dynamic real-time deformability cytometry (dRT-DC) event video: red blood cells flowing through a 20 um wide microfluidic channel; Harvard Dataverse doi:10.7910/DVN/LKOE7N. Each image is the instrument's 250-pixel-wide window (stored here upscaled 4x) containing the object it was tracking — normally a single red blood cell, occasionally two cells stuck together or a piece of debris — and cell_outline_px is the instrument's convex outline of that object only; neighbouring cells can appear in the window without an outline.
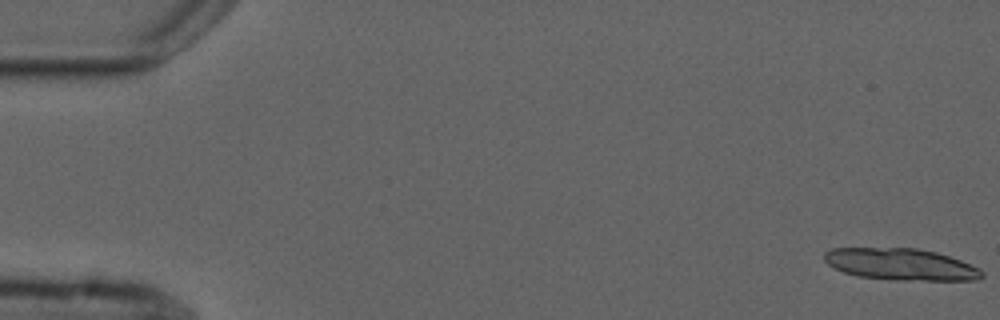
{"species": "common noctule bat (a hibernating species)", "species_latin": "Nyctalus noctula", "temperature_condition": "cold", "stored_images_in_passage": 5, "camera_frame_rate_fps": 3000, "um_per_image_px": 0.085, "animal": {"sex": "male", "forearm_length_mm": 52.5}, "frame": {"image": 1, "passage_image": 1, "time_ms": 0.0, "image_size_px": [1000, 320], "cell_outline_px": [[984, 276], [976, 280], [896, 280], [860, 276], [844, 272], [828, 264], [824, 260], [824, 252], [832, 248], [916, 248], [936, 252], [960, 260], [980, 268], [984, 272]], "centroid_in_image_um": [76.59, 22.46], "position_along_channel_um": 8.4, "area_um2": 29.02}}